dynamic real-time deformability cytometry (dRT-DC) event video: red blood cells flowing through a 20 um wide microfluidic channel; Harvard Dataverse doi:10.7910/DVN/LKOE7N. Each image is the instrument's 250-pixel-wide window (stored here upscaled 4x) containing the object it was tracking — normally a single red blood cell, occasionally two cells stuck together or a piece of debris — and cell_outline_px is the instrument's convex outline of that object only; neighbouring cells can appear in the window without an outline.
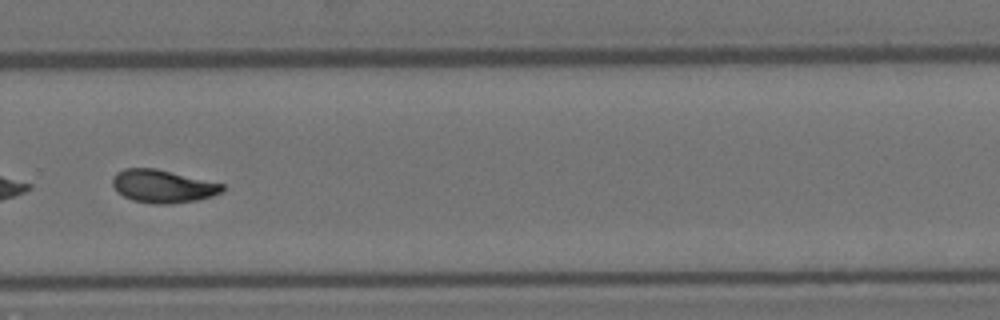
{"species": "Egyptian fruit bat (a non-hibernating species)", "species_latin": "Rousettus aegyptiacus", "temperature_condition": "room temperature", "stored_images_in_passage": 39, "camera_frame_rate_fps": 3000, "um_per_image_px": 0.085, "animal": {"sex": "female"}, "frame": {"image": 1, "passage_image": 27, "time_ms": 8.667, "image_size_px": [1000, 320], "cell_outline_px": [[224, 188], [220, 192], [212, 196], [196, 200], [172, 204], [152, 204], [132, 200], [116, 192], [112, 184], [112, 176], [116, 172], [124, 168], [156, 168], [224, 184]], "centroid_in_image_um": [13.79, 15.83], "position_along_channel_um": 316.0, "area_um2": 21.21}}